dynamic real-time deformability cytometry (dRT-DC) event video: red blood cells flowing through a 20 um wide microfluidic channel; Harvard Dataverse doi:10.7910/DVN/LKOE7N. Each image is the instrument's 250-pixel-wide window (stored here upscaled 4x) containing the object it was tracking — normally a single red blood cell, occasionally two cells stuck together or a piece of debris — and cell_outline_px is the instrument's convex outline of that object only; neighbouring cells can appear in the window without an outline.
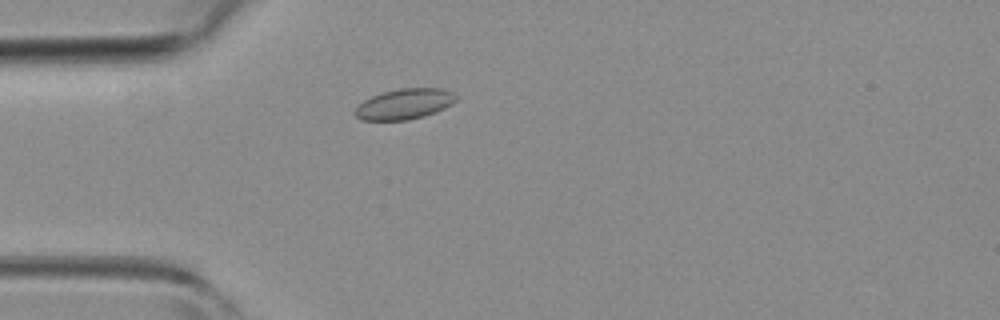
{"species": "common noctule bat (a hibernating species)", "species_latin": "Nyctalus noctula", "temperature_condition": "room temperature", "stored_images_in_passage": 3, "camera_frame_rate_fps": 3000, "um_per_image_px": 0.085, "animal": {"sex": "female", "body_mass_g": 19.3, "forearm_length_mm": 54.1}, "frame": {"image": 1, "passage_image": 1, "time_ms": 0.0, "image_size_px": [1000, 320], "cell_outline_px": [[456, 100], [452, 104], [436, 112], [424, 116], [408, 120], [360, 120], [352, 112], [364, 100], [372, 96], [384, 92], [400, 88], [444, 88], [452, 92], [456, 96]], "centroid_in_image_um": [34.38, 8.84], "position_along_channel_um": 50.6, "area_um2": 17.98}}
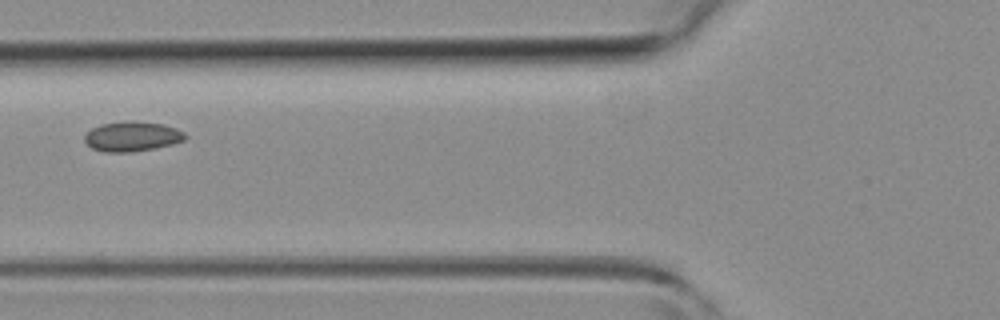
{"frame": {"image": 2, "passage_image": 3, "time_ms": 1.667, "image_size_px": [1000, 320], "cell_outline_px": [[188, 136], [184, 140], [172, 144], [156, 148], [132, 152], [104, 152], [92, 148], [84, 140], [84, 136], [92, 128], [100, 124], [128, 120], [132, 120], [164, 124], [176, 128], [184, 132]], "centroid_in_image_um": [11.25, 11.59], "position_along_channel_um": 114.6, "area_um2": 17.69}}